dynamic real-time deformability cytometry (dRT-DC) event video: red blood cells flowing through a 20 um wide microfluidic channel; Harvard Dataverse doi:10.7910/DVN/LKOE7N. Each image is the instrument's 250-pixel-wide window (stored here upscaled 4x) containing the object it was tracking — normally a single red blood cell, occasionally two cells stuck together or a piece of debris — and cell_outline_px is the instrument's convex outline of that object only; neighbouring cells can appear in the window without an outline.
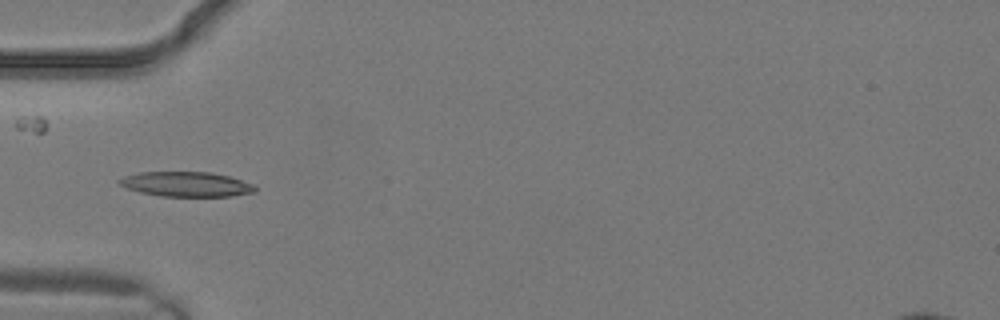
{"species": "common noctule bat (a hibernating species)", "species_latin": "Nyctalus noctula", "temperature_condition": "warm", "stored_images_in_passage": 2, "camera_frame_rate_fps": 3000, "um_per_image_px": 0.085, "animal": {"sex": "male", "body_mass_g": 19.2, "forearm_length_mm": 51.8}, "frame": {"image": 1, "passage_image": 2, "time_ms": 0.333, "image_size_px": [1000, 320], "cell_outline_px": [[256, 192], [232, 196], [160, 196], [140, 192], [128, 188], [120, 184], [116, 180], [124, 176], [140, 172], [208, 172], [228, 176], [256, 184]], "centroid_in_image_um": [15.86, 15.66], "position_along_channel_um": 69.1, "area_um2": 19.65}}